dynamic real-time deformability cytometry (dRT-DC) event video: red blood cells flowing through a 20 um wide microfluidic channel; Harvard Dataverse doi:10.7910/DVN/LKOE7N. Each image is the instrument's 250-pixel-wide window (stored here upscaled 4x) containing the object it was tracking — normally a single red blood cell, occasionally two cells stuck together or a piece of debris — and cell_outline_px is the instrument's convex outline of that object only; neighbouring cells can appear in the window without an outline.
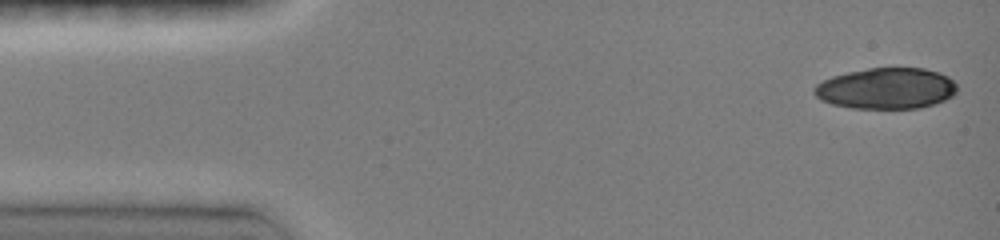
{"species": "common noctule bat (a hibernating species)", "species_latin": "Nyctalus noctula", "temperature_condition": "room temperature", "stored_images_in_passage": 8, "camera_frame_rate_fps": 3000, "um_per_image_px": 0.085, "animal": {"sex": "female", "body_mass_g": 19.0, "forearm_length_mm": 51.5}, "frame": {"image": 1, "passage_image": 1, "time_ms": 0.0, "image_size_px": [1000, 240], "cell_outline_px": [[956, 92], [952, 96], [944, 100], [920, 108], [852, 108], [832, 104], [820, 100], [812, 92], [812, 88], [816, 84], [832, 76], [848, 72], [868, 68], [924, 68], [940, 72], [948, 76], [956, 84]], "centroid_in_image_um": [75.31, 7.51], "position_along_channel_um": 9.7, "area_um2": 34.28}}
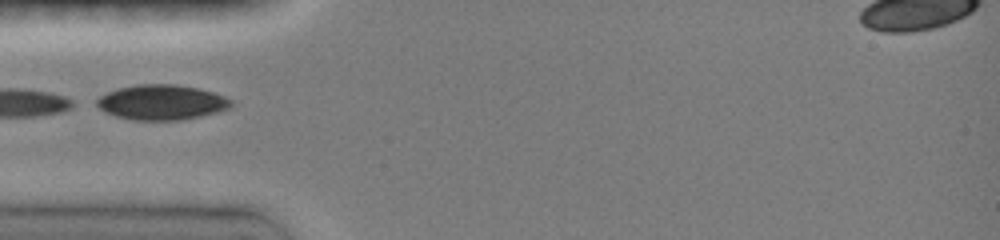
{"frame": {"image": 2, "passage_image": 6, "time_ms": 4.333, "image_size_px": [1000, 240], "cell_outline_px": [[232, 108], [200, 116], [180, 120], [132, 120], [116, 116], [104, 112], [96, 104], [96, 100], [100, 96], [108, 92], [120, 88], [136, 84], [172, 84], [196, 88], [212, 92], [224, 96], [232, 100]], "centroid_in_image_um": [13.74, 8.7], "position_along_channel_um": 71.3, "area_um2": 27.34}}